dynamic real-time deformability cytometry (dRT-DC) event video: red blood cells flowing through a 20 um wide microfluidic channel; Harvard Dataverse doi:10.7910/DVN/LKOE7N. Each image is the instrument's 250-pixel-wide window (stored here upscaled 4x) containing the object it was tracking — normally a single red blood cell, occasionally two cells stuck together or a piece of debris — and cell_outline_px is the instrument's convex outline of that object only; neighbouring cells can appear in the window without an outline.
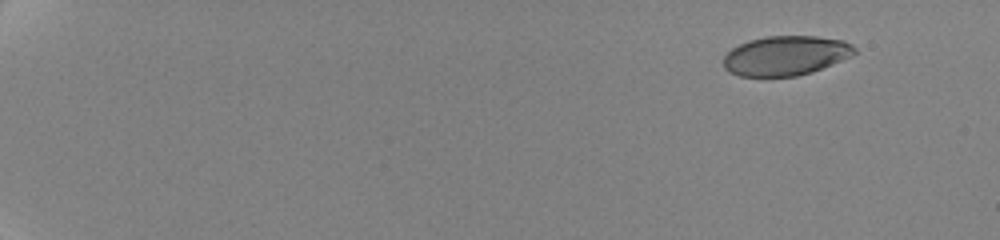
{"species": "human", "species_latin": "Homo sapiens", "temperature_condition": "cold", "stored_images_in_passage": 34, "camera_frame_rate_fps": 3000, "um_per_image_px": 0.085, "donor": {"sex": "female"}, "frame": {"image": 1, "passage_image": 1, "time_ms": 0.0, "image_size_px": [1000, 240], "cell_outline_px": [[856, 52], [852, 56], [812, 72], [796, 76], [740, 76], [728, 72], [724, 68], [724, 56], [732, 48], [748, 40], [768, 36], [816, 36], [844, 40], [852, 44], [856, 48]], "centroid_in_image_um": [66.8, 4.72], "position_along_channel_um": 18.2, "area_um2": 30.29}}
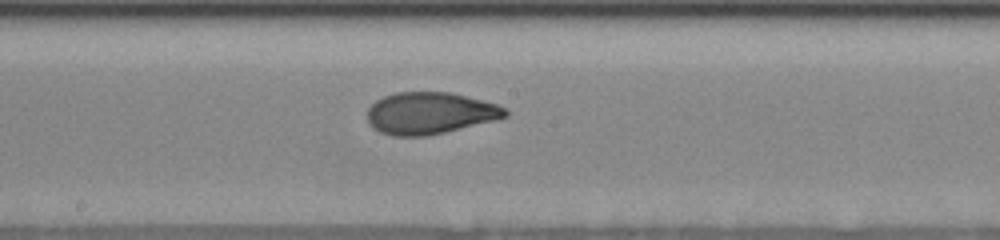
{"frame": {"image": 2, "passage_image": 17, "time_ms": 10.333, "image_size_px": [1000, 240], "cell_outline_px": [[508, 116], [496, 120], [428, 136], [392, 136], [380, 132], [372, 128], [368, 124], [368, 108], [376, 100], [384, 96], [396, 92], [452, 92], [496, 104], [508, 108]], "centroid_in_image_um": [36.54, 9.62], "position_along_channel_um": 211.7, "area_um2": 33.87}}
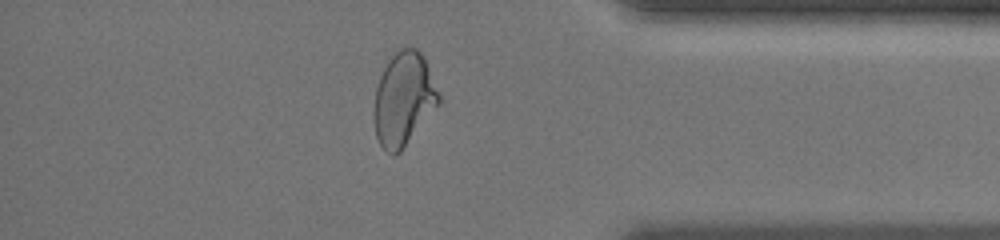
{"frame": {"image": 3, "passage_image": 30, "time_ms": 16.0, "image_size_px": [1000, 240], "cell_outline_px": [[440, 104], [400, 152], [392, 156], [380, 144], [376, 136], [372, 116], [372, 112], [376, 88], [380, 76], [388, 60], [400, 48], [416, 48], [424, 56], [440, 96]], "centroid_in_image_um": [34.29, 8.44], "position_along_channel_um": 400.9, "area_um2": 35.37}, "authors_computed_cell_mechanics": {"area_um2": 33.7263, "velocity_mm_per_s": 3.5325, "shape_relaxation_time_tau1_ms": 5.3389, "shape_relaxation_time_tau2_ms": 1.0987, "deformation_change_tau1": 0.166, "deformation_change_tau2": 0.0572}}